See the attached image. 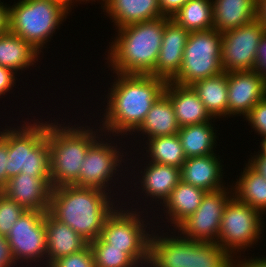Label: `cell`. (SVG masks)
<instances>
[{
    "mask_svg": "<svg viewBox=\"0 0 266 267\" xmlns=\"http://www.w3.org/2000/svg\"><path fill=\"white\" fill-rule=\"evenodd\" d=\"M228 117L243 116L264 97L266 79L254 70L227 72Z\"/></svg>",
    "mask_w": 266,
    "mask_h": 267,
    "instance_id": "obj_14",
    "label": "cell"
},
{
    "mask_svg": "<svg viewBox=\"0 0 266 267\" xmlns=\"http://www.w3.org/2000/svg\"><path fill=\"white\" fill-rule=\"evenodd\" d=\"M0 131V192L5 188L8 178V146H7V124Z\"/></svg>",
    "mask_w": 266,
    "mask_h": 267,
    "instance_id": "obj_37",
    "label": "cell"
},
{
    "mask_svg": "<svg viewBox=\"0 0 266 267\" xmlns=\"http://www.w3.org/2000/svg\"><path fill=\"white\" fill-rule=\"evenodd\" d=\"M113 77L104 100L107 108L98 124L104 134L119 136L117 140L121 141L120 135L130 136L141 125L153 103L164 93L166 81L150 74L115 73Z\"/></svg>",
    "mask_w": 266,
    "mask_h": 267,
    "instance_id": "obj_1",
    "label": "cell"
},
{
    "mask_svg": "<svg viewBox=\"0 0 266 267\" xmlns=\"http://www.w3.org/2000/svg\"><path fill=\"white\" fill-rule=\"evenodd\" d=\"M47 267L55 260L84 249L89 242L67 224L45 213Z\"/></svg>",
    "mask_w": 266,
    "mask_h": 267,
    "instance_id": "obj_22",
    "label": "cell"
},
{
    "mask_svg": "<svg viewBox=\"0 0 266 267\" xmlns=\"http://www.w3.org/2000/svg\"><path fill=\"white\" fill-rule=\"evenodd\" d=\"M222 40V33L214 28L190 32L180 71L172 82L190 86L195 81L222 73Z\"/></svg>",
    "mask_w": 266,
    "mask_h": 267,
    "instance_id": "obj_8",
    "label": "cell"
},
{
    "mask_svg": "<svg viewBox=\"0 0 266 267\" xmlns=\"http://www.w3.org/2000/svg\"><path fill=\"white\" fill-rule=\"evenodd\" d=\"M95 267H136L138 264L123 249L110 248L100 237L90 241Z\"/></svg>",
    "mask_w": 266,
    "mask_h": 267,
    "instance_id": "obj_33",
    "label": "cell"
},
{
    "mask_svg": "<svg viewBox=\"0 0 266 267\" xmlns=\"http://www.w3.org/2000/svg\"><path fill=\"white\" fill-rule=\"evenodd\" d=\"M265 32L263 24L258 19L223 32L221 48L223 72L254 70L256 50Z\"/></svg>",
    "mask_w": 266,
    "mask_h": 267,
    "instance_id": "obj_13",
    "label": "cell"
},
{
    "mask_svg": "<svg viewBox=\"0 0 266 267\" xmlns=\"http://www.w3.org/2000/svg\"><path fill=\"white\" fill-rule=\"evenodd\" d=\"M254 71L266 79V32L261 37L256 50Z\"/></svg>",
    "mask_w": 266,
    "mask_h": 267,
    "instance_id": "obj_39",
    "label": "cell"
},
{
    "mask_svg": "<svg viewBox=\"0 0 266 267\" xmlns=\"http://www.w3.org/2000/svg\"><path fill=\"white\" fill-rule=\"evenodd\" d=\"M164 93L173 104L180 128L209 122L214 119L191 86H182L172 81H167Z\"/></svg>",
    "mask_w": 266,
    "mask_h": 267,
    "instance_id": "obj_19",
    "label": "cell"
},
{
    "mask_svg": "<svg viewBox=\"0 0 266 267\" xmlns=\"http://www.w3.org/2000/svg\"><path fill=\"white\" fill-rule=\"evenodd\" d=\"M78 1H79L81 4H82L83 2H85V4H86L87 1H88V3L91 2V1H92V2H96V1H99V2H100V0H96V1H95V0H78Z\"/></svg>",
    "mask_w": 266,
    "mask_h": 267,
    "instance_id": "obj_49",
    "label": "cell"
},
{
    "mask_svg": "<svg viewBox=\"0 0 266 267\" xmlns=\"http://www.w3.org/2000/svg\"><path fill=\"white\" fill-rule=\"evenodd\" d=\"M145 265V266H144ZM155 267L151 262H150V260L149 261H147V262H144V263H141V264H138L136 267Z\"/></svg>",
    "mask_w": 266,
    "mask_h": 267,
    "instance_id": "obj_48",
    "label": "cell"
},
{
    "mask_svg": "<svg viewBox=\"0 0 266 267\" xmlns=\"http://www.w3.org/2000/svg\"><path fill=\"white\" fill-rule=\"evenodd\" d=\"M123 201H121L122 206L120 203L117 204V207L104 221L100 238L109 244L110 248L123 249L137 264L147 262L149 261L151 237L149 232L153 231L150 229L149 216L146 215L148 209H136L133 208L134 204H131L132 207L127 206L131 202H127L128 204L125 202V205ZM123 207H130V209ZM144 212L147 219L145 216L142 217Z\"/></svg>",
    "mask_w": 266,
    "mask_h": 267,
    "instance_id": "obj_7",
    "label": "cell"
},
{
    "mask_svg": "<svg viewBox=\"0 0 266 267\" xmlns=\"http://www.w3.org/2000/svg\"><path fill=\"white\" fill-rule=\"evenodd\" d=\"M189 34L190 32L171 18L166 21L158 59L150 75L166 82L172 81L178 75Z\"/></svg>",
    "mask_w": 266,
    "mask_h": 267,
    "instance_id": "obj_16",
    "label": "cell"
},
{
    "mask_svg": "<svg viewBox=\"0 0 266 267\" xmlns=\"http://www.w3.org/2000/svg\"><path fill=\"white\" fill-rule=\"evenodd\" d=\"M53 121H47L51 187L77 186L85 155L89 147L102 136L103 131L99 126V129H94L84 124L74 123L73 126L69 122L67 126L64 122L59 124L58 120L56 123V119Z\"/></svg>",
    "mask_w": 266,
    "mask_h": 267,
    "instance_id": "obj_4",
    "label": "cell"
},
{
    "mask_svg": "<svg viewBox=\"0 0 266 267\" xmlns=\"http://www.w3.org/2000/svg\"><path fill=\"white\" fill-rule=\"evenodd\" d=\"M232 256L215 242L188 239L187 267H230Z\"/></svg>",
    "mask_w": 266,
    "mask_h": 267,
    "instance_id": "obj_32",
    "label": "cell"
},
{
    "mask_svg": "<svg viewBox=\"0 0 266 267\" xmlns=\"http://www.w3.org/2000/svg\"><path fill=\"white\" fill-rule=\"evenodd\" d=\"M241 171L235 184H232L233 196L242 203L266 212V179L257 172L249 163Z\"/></svg>",
    "mask_w": 266,
    "mask_h": 267,
    "instance_id": "obj_29",
    "label": "cell"
},
{
    "mask_svg": "<svg viewBox=\"0 0 266 267\" xmlns=\"http://www.w3.org/2000/svg\"><path fill=\"white\" fill-rule=\"evenodd\" d=\"M171 19L188 32L214 28L212 0H189Z\"/></svg>",
    "mask_w": 266,
    "mask_h": 267,
    "instance_id": "obj_31",
    "label": "cell"
},
{
    "mask_svg": "<svg viewBox=\"0 0 266 267\" xmlns=\"http://www.w3.org/2000/svg\"><path fill=\"white\" fill-rule=\"evenodd\" d=\"M168 19L163 16L115 29L105 57L113 74H149L157 62Z\"/></svg>",
    "mask_w": 266,
    "mask_h": 267,
    "instance_id": "obj_3",
    "label": "cell"
},
{
    "mask_svg": "<svg viewBox=\"0 0 266 267\" xmlns=\"http://www.w3.org/2000/svg\"><path fill=\"white\" fill-rule=\"evenodd\" d=\"M257 19L263 24L266 30V0H258Z\"/></svg>",
    "mask_w": 266,
    "mask_h": 267,
    "instance_id": "obj_45",
    "label": "cell"
},
{
    "mask_svg": "<svg viewBox=\"0 0 266 267\" xmlns=\"http://www.w3.org/2000/svg\"><path fill=\"white\" fill-rule=\"evenodd\" d=\"M17 267L5 236L0 235V267Z\"/></svg>",
    "mask_w": 266,
    "mask_h": 267,
    "instance_id": "obj_41",
    "label": "cell"
},
{
    "mask_svg": "<svg viewBox=\"0 0 266 267\" xmlns=\"http://www.w3.org/2000/svg\"><path fill=\"white\" fill-rule=\"evenodd\" d=\"M217 155L214 153L187 158L181 167V180L206 192L226 188L223 180V161Z\"/></svg>",
    "mask_w": 266,
    "mask_h": 267,
    "instance_id": "obj_18",
    "label": "cell"
},
{
    "mask_svg": "<svg viewBox=\"0 0 266 267\" xmlns=\"http://www.w3.org/2000/svg\"><path fill=\"white\" fill-rule=\"evenodd\" d=\"M16 75L11 69L0 66V98L13 90L18 80Z\"/></svg>",
    "mask_w": 266,
    "mask_h": 267,
    "instance_id": "obj_38",
    "label": "cell"
},
{
    "mask_svg": "<svg viewBox=\"0 0 266 267\" xmlns=\"http://www.w3.org/2000/svg\"><path fill=\"white\" fill-rule=\"evenodd\" d=\"M145 159L149 162L165 164L177 168L182 167L186 161V155L181 145L178 134L170 136H159L146 139ZM148 155V156H147ZM148 157V158H147Z\"/></svg>",
    "mask_w": 266,
    "mask_h": 267,
    "instance_id": "obj_30",
    "label": "cell"
},
{
    "mask_svg": "<svg viewBox=\"0 0 266 267\" xmlns=\"http://www.w3.org/2000/svg\"><path fill=\"white\" fill-rule=\"evenodd\" d=\"M251 156L248 162L257 172H259L266 179V157H262L258 152Z\"/></svg>",
    "mask_w": 266,
    "mask_h": 267,
    "instance_id": "obj_43",
    "label": "cell"
},
{
    "mask_svg": "<svg viewBox=\"0 0 266 267\" xmlns=\"http://www.w3.org/2000/svg\"><path fill=\"white\" fill-rule=\"evenodd\" d=\"M243 257L245 258L243 259ZM243 257L241 258V255L232 256L230 267H266V256L262 258L259 256L252 258L251 256L248 259L246 258L247 256L243 255Z\"/></svg>",
    "mask_w": 266,
    "mask_h": 267,
    "instance_id": "obj_40",
    "label": "cell"
},
{
    "mask_svg": "<svg viewBox=\"0 0 266 267\" xmlns=\"http://www.w3.org/2000/svg\"><path fill=\"white\" fill-rule=\"evenodd\" d=\"M26 211H49L51 177H33L20 173L10 178L1 191Z\"/></svg>",
    "mask_w": 266,
    "mask_h": 267,
    "instance_id": "obj_15",
    "label": "cell"
},
{
    "mask_svg": "<svg viewBox=\"0 0 266 267\" xmlns=\"http://www.w3.org/2000/svg\"><path fill=\"white\" fill-rule=\"evenodd\" d=\"M42 54L30 42L10 31L0 35V66L18 74L34 66Z\"/></svg>",
    "mask_w": 266,
    "mask_h": 267,
    "instance_id": "obj_26",
    "label": "cell"
},
{
    "mask_svg": "<svg viewBox=\"0 0 266 267\" xmlns=\"http://www.w3.org/2000/svg\"><path fill=\"white\" fill-rule=\"evenodd\" d=\"M262 217L259 210L233 196L225 206L216 243L231 256L241 255L238 252H245L262 238Z\"/></svg>",
    "mask_w": 266,
    "mask_h": 267,
    "instance_id": "obj_9",
    "label": "cell"
},
{
    "mask_svg": "<svg viewBox=\"0 0 266 267\" xmlns=\"http://www.w3.org/2000/svg\"><path fill=\"white\" fill-rule=\"evenodd\" d=\"M205 194V190L182 180L177 184L169 198L161 205V207L163 206L161 210H163L164 216L166 215L165 219L173 224L170 225V227L173 226V230L198 209Z\"/></svg>",
    "mask_w": 266,
    "mask_h": 267,
    "instance_id": "obj_24",
    "label": "cell"
},
{
    "mask_svg": "<svg viewBox=\"0 0 266 267\" xmlns=\"http://www.w3.org/2000/svg\"><path fill=\"white\" fill-rule=\"evenodd\" d=\"M25 211L14 200L0 192V235L6 237Z\"/></svg>",
    "mask_w": 266,
    "mask_h": 267,
    "instance_id": "obj_34",
    "label": "cell"
},
{
    "mask_svg": "<svg viewBox=\"0 0 266 267\" xmlns=\"http://www.w3.org/2000/svg\"><path fill=\"white\" fill-rule=\"evenodd\" d=\"M179 129L173 104L169 97L163 93L153 103L141 125L130 136L138 133L137 136L141 135L145 139H149L175 135L178 134Z\"/></svg>",
    "mask_w": 266,
    "mask_h": 267,
    "instance_id": "obj_25",
    "label": "cell"
},
{
    "mask_svg": "<svg viewBox=\"0 0 266 267\" xmlns=\"http://www.w3.org/2000/svg\"><path fill=\"white\" fill-rule=\"evenodd\" d=\"M48 267H95V259L89 244L82 250L53 261Z\"/></svg>",
    "mask_w": 266,
    "mask_h": 267,
    "instance_id": "obj_35",
    "label": "cell"
},
{
    "mask_svg": "<svg viewBox=\"0 0 266 267\" xmlns=\"http://www.w3.org/2000/svg\"><path fill=\"white\" fill-rule=\"evenodd\" d=\"M6 239L15 263L22 264L19 267H27L29 262V266L35 263V267H47L45 212L25 211L13 225Z\"/></svg>",
    "mask_w": 266,
    "mask_h": 267,
    "instance_id": "obj_11",
    "label": "cell"
},
{
    "mask_svg": "<svg viewBox=\"0 0 266 267\" xmlns=\"http://www.w3.org/2000/svg\"><path fill=\"white\" fill-rule=\"evenodd\" d=\"M157 231L159 233L156 230L150 232V262L155 267H187L188 239L176 233V230L170 231V228V235L169 232L161 233L159 228Z\"/></svg>",
    "mask_w": 266,
    "mask_h": 267,
    "instance_id": "obj_21",
    "label": "cell"
},
{
    "mask_svg": "<svg viewBox=\"0 0 266 267\" xmlns=\"http://www.w3.org/2000/svg\"><path fill=\"white\" fill-rule=\"evenodd\" d=\"M146 163L142 167L143 169L141 168V170H138L139 173L137 174H140V176L133 175V177H135L133 178L134 180L137 177H141L138 179L139 181L133 182V186L135 188L138 187L140 190L142 189V192L139 191V194L141 195L143 193L145 195L144 201L147 202L146 198H152L150 200L155 201V204L161 206V204L163 205L169 198L172 190L181 181V169L174 166L153 163L149 161ZM137 184H139L141 187Z\"/></svg>",
    "mask_w": 266,
    "mask_h": 267,
    "instance_id": "obj_17",
    "label": "cell"
},
{
    "mask_svg": "<svg viewBox=\"0 0 266 267\" xmlns=\"http://www.w3.org/2000/svg\"><path fill=\"white\" fill-rule=\"evenodd\" d=\"M259 148H260V150H258V153L262 157H266V136L265 137H262V140L260 142Z\"/></svg>",
    "mask_w": 266,
    "mask_h": 267,
    "instance_id": "obj_47",
    "label": "cell"
},
{
    "mask_svg": "<svg viewBox=\"0 0 266 267\" xmlns=\"http://www.w3.org/2000/svg\"><path fill=\"white\" fill-rule=\"evenodd\" d=\"M49 1H53L55 3L63 5L69 12H71V9L74 8L73 6H75V2L79 3L78 0H49Z\"/></svg>",
    "mask_w": 266,
    "mask_h": 267,
    "instance_id": "obj_46",
    "label": "cell"
},
{
    "mask_svg": "<svg viewBox=\"0 0 266 267\" xmlns=\"http://www.w3.org/2000/svg\"><path fill=\"white\" fill-rule=\"evenodd\" d=\"M190 86L213 118H228L227 72L195 81Z\"/></svg>",
    "mask_w": 266,
    "mask_h": 267,
    "instance_id": "obj_27",
    "label": "cell"
},
{
    "mask_svg": "<svg viewBox=\"0 0 266 267\" xmlns=\"http://www.w3.org/2000/svg\"><path fill=\"white\" fill-rule=\"evenodd\" d=\"M14 3L9 4V31L30 42L39 52H43L55 31L70 15L63 5L49 0Z\"/></svg>",
    "mask_w": 266,
    "mask_h": 267,
    "instance_id": "obj_6",
    "label": "cell"
},
{
    "mask_svg": "<svg viewBox=\"0 0 266 267\" xmlns=\"http://www.w3.org/2000/svg\"><path fill=\"white\" fill-rule=\"evenodd\" d=\"M0 0V35L9 31V6Z\"/></svg>",
    "mask_w": 266,
    "mask_h": 267,
    "instance_id": "obj_44",
    "label": "cell"
},
{
    "mask_svg": "<svg viewBox=\"0 0 266 267\" xmlns=\"http://www.w3.org/2000/svg\"><path fill=\"white\" fill-rule=\"evenodd\" d=\"M189 0H158L159 8L163 16L171 18Z\"/></svg>",
    "mask_w": 266,
    "mask_h": 267,
    "instance_id": "obj_42",
    "label": "cell"
},
{
    "mask_svg": "<svg viewBox=\"0 0 266 267\" xmlns=\"http://www.w3.org/2000/svg\"><path fill=\"white\" fill-rule=\"evenodd\" d=\"M230 187L227 183L226 188L206 192L198 209L174 230L187 239L216 243L225 206L233 197Z\"/></svg>",
    "mask_w": 266,
    "mask_h": 267,
    "instance_id": "obj_12",
    "label": "cell"
},
{
    "mask_svg": "<svg viewBox=\"0 0 266 267\" xmlns=\"http://www.w3.org/2000/svg\"><path fill=\"white\" fill-rule=\"evenodd\" d=\"M107 137L108 138H106V134H102V137H99L89 147L85 155L83 164L80 168V175L77 179V186L96 188L105 192L108 191V193L111 195H116L114 191L112 194V188H114V185L115 188H117L118 186H116L115 182L119 180L120 176L121 178L122 176H124L122 173H120L121 170L123 171L122 163H126L127 159H131L127 158L126 155H124V153H128L123 151L125 149L121 150L118 147L117 143L114 145V142L111 140L113 139L112 135H107ZM123 157L126 158L123 159ZM118 168L121 169L119 170ZM116 172H118L119 174ZM112 182L114 184H112Z\"/></svg>",
    "mask_w": 266,
    "mask_h": 267,
    "instance_id": "obj_10",
    "label": "cell"
},
{
    "mask_svg": "<svg viewBox=\"0 0 266 267\" xmlns=\"http://www.w3.org/2000/svg\"><path fill=\"white\" fill-rule=\"evenodd\" d=\"M100 4L116 29L163 17L158 0H101Z\"/></svg>",
    "mask_w": 266,
    "mask_h": 267,
    "instance_id": "obj_20",
    "label": "cell"
},
{
    "mask_svg": "<svg viewBox=\"0 0 266 267\" xmlns=\"http://www.w3.org/2000/svg\"><path fill=\"white\" fill-rule=\"evenodd\" d=\"M215 120L214 118L213 121L184 126L179 129L178 136L186 158L216 153L218 136L215 124H213Z\"/></svg>",
    "mask_w": 266,
    "mask_h": 267,
    "instance_id": "obj_28",
    "label": "cell"
},
{
    "mask_svg": "<svg viewBox=\"0 0 266 267\" xmlns=\"http://www.w3.org/2000/svg\"><path fill=\"white\" fill-rule=\"evenodd\" d=\"M40 121L34 119L23 121V124L16 127L7 126L9 179L20 173L33 177H50L47 122L43 119Z\"/></svg>",
    "mask_w": 266,
    "mask_h": 267,
    "instance_id": "obj_5",
    "label": "cell"
},
{
    "mask_svg": "<svg viewBox=\"0 0 266 267\" xmlns=\"http://www.w3.org/2000/svg\"><path fill=\"white\" fill-rule=\"evenodd\" d=\"M260 137L266 136V97L260 100L244 117Z\"/></svg>",
    "mask_w": 266,
    "mask_h": 267,
    "instance_id": "obj_36",
    "label": "cell"
},
{
    "mask_svg": "<svg viewBox=\"0 0 266 267\" xmlns=\"http://www.w3.org/2000/svg\"><path fill=\"white\" fill-rule=\"evenodd\" d=\"M214 29L220 33L257 19L258 0H212Z\"/></svg>",
    "mask_w": 266,
    "mask_h": 267,
    "instance_id": "obj_23",
    "label": "cell"
},
{
    "mask_svg": "<svg viewBox=\"0 0 266 267\" xmlns=\"http://www.w3.org/2000/svg\"><path fill=\"white\" fill-rule=\"evenodd\" d=\"M113 197L96 188L60 186L52 189L48 212L90 242L100 237L104 221L120 202Z\"/></svg>",
    "mask_w": 266,
    "mask_h": 267,
    "instance_id": "obj_2",
    "label": "cell"
}]
</instances>
